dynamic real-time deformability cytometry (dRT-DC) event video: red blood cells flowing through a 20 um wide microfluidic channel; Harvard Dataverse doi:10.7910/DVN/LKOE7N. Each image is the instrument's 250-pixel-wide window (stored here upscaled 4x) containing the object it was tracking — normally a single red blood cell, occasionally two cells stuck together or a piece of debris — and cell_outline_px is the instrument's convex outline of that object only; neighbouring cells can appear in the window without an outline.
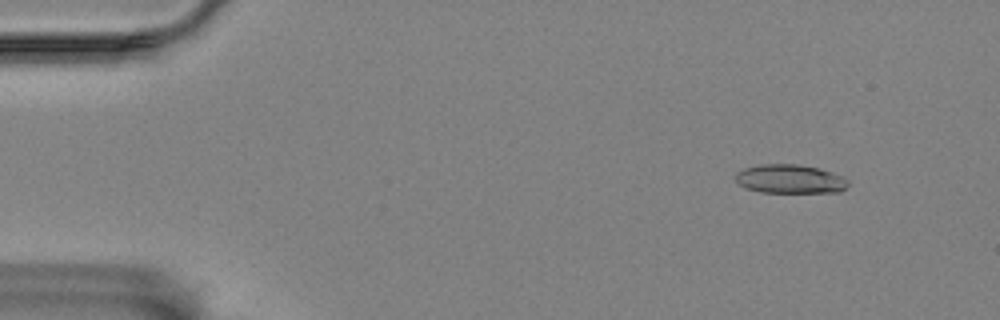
{"species": "Egyptian fruit bat (a non-hibernating species)", "species_latin": "Rousettus aegyptiacus", "temperature_condition": "room temperature", "stored_images_in_passage": 56, "camera_frame_rate_fps": 3000, "um_per_image_px": 0.085, "animal": {"sex": "female"}, "frame": {"image": 1, "passage_image": 5, "time_ms": 1.333, "image_size_px": [1000, 320], "cell_outline_px": [[848, 184], [840, 192], [760, 192], [748, 188], [740, 184], [736, 180], [736, 172], [744, 168], [760, 164], [796, 164], [820, 168], [832, 172], [848, 180]], "centroid_in_image_um": [67.15, 15.2], "position_along_channel_um": 17.9, "area_um2": 18.79}}
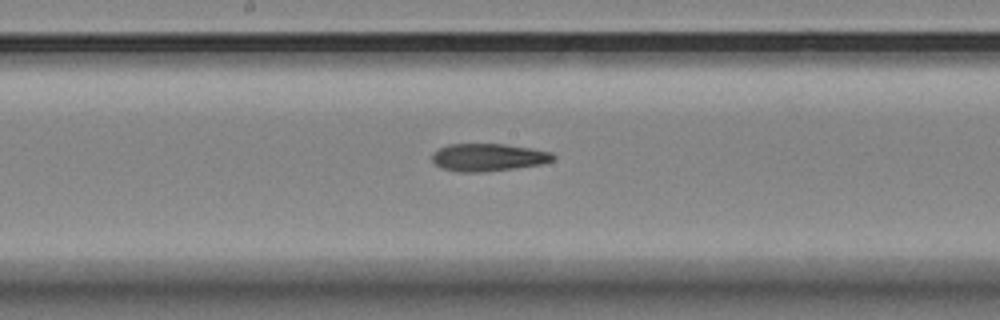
{"frame": {"image": 2, "passage_image": 29, "time_ms": 9.333, "image_size_px": [1000, 320], "cell_outline_px": [[556, 156], [552, 160], [540, 164], [516, 168], [480, 172], [460, 172], [440, 168], [432, 160], [432, 156], [440, 148], [448, 144], [504, 144], [552, 152]], "centroid_in_image_um": [41.49, 13.38], "position_along_channel_um": 206.7, "area_um2": 19.25}}
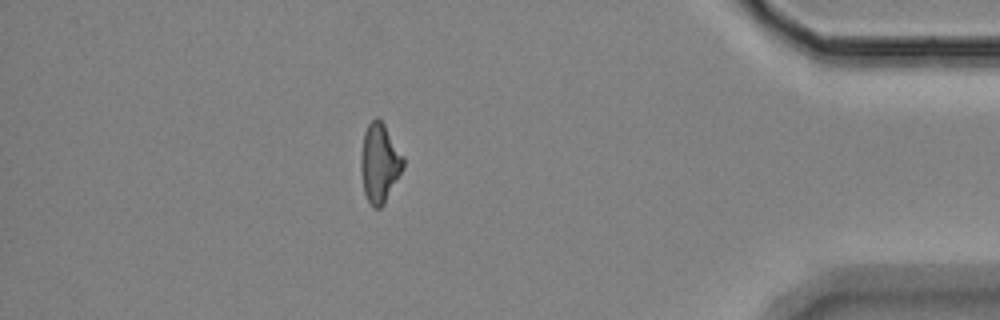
{"frame": {"image": 3, "passage_image": 49, "time_ms": 16.0, "image_size_px": [1000, 320], "cell_outline_px": [[404, 168], [384, 204], [380, 208], [372, 208], [364, 192], [360, 168], [360, 160], [364, 132], [368, 124], [376, 116], [384, 124], [404, 156]], "centroid_in_image_um": [32.27, 13.86], "position_along_channel_um": 402.9, "area_um2": 19.59}}